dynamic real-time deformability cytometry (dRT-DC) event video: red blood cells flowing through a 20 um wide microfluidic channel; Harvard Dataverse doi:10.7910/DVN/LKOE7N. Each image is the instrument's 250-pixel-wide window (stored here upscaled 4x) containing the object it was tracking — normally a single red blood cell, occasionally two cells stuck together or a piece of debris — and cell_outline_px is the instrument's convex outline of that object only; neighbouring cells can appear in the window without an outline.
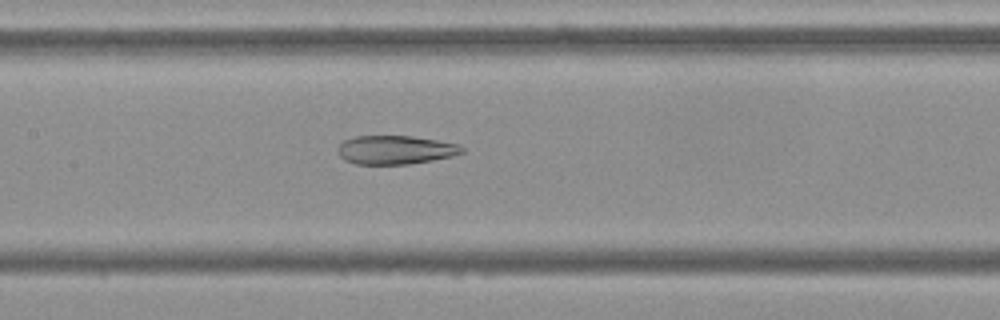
{"species": "Egyptian fruit bat (a non-hibernating species)", "species_latin": "Rousettus aegyptiacus", "temperature_condition": "cold", "stored_images_in_passage": 30, "camera_frame_rate_fps": 3000, "um_per_image_px": 0.085, "frame": {"image": 1, "passage_image": 21, "time_ms": 6.667, "image_size_px": [1000, 320], "cell_outline_px": [[464, 152], [452, 156], [432, 160], [408, 164], [356, 164], [344, 160], [336, 152], [340, 144], [344, 140], [356, 136], [412, 136], [460, 144], [464, 148]], "centroid_in_image_um": [33.6, 12.74], "position_along_channel_um": 173.8, "area_um2": 20.81}}
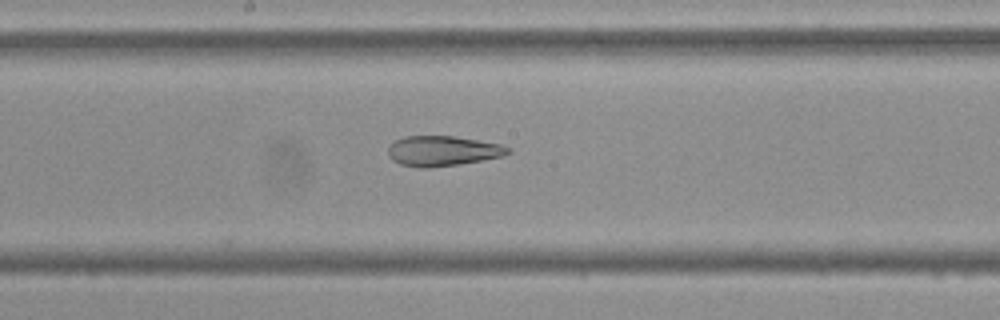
{"frame": {"image": 2, "passage_image": 24, "time_ms": 7.667, "image_size_px": [1000, 320], "cell_outline_px": [[512, 152], [504, 156], [460, 164], [428, 168], [420, 168], [400, 164], [392, 160], [388, 156], [388, 148], [396, 140], [404, 136], [452, 136], [500, 144], [512, 148]], "centroid_in_image_um": [37.64, 12.84], "position_along_channel_um": 210.6, "area_um2": 21.1}}
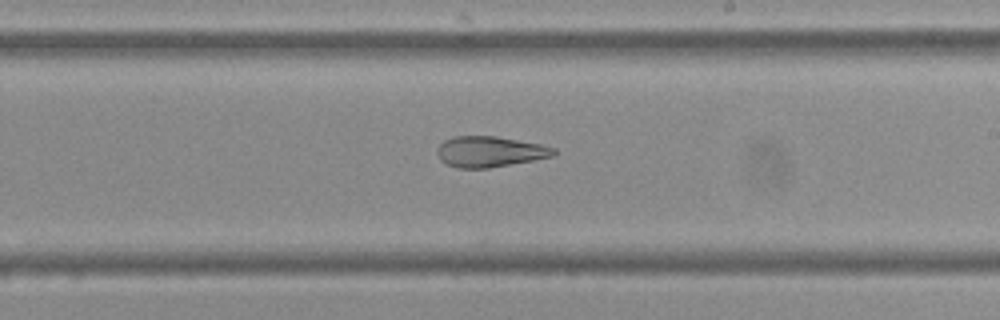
{"frame": {"image": 3, "passage_image": 27, "time_ms": 8.667, "image_size_px": [1000, 320], "cell_outline_px": [[556, 152], [552, 156], [532, 160], [488, 168], [456, 168], [440, 160], [436, 152], [436, 148], [444, 140], [452, 136], [496, 136], [540, 144], [556, 148]], "centroid_in_image_um": [41.59, 12.88], "position_along_channel_um": 247.4, "area_um2": 20.81}}